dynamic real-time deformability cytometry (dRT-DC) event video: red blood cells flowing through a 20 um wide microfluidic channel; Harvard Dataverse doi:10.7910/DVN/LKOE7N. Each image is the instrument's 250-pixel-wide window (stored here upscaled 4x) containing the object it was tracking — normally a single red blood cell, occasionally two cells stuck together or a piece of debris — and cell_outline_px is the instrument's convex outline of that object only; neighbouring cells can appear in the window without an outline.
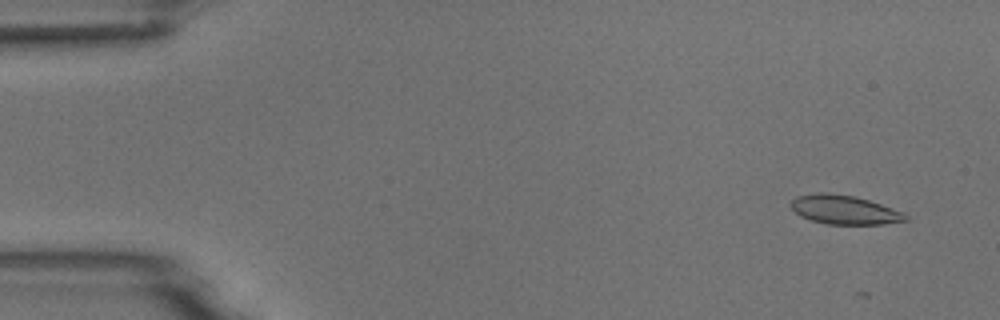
{"species": "common noctule bat (a hibernating species)", "species_latin": "Nyctalus noctula", "temperature_condition": "room temperature", "stored_images_in_passage": 8, "camera_frame_rate_fps": 3000, "um_per_image_px": 0.085, "animal": {"sex": "male", "body_mass_g": 18.8}, "frame": {"image": 1, "passage_image": 4, "time_ms": 1.0, "image_size_px": [1000, 320], "cell_outline_px": [[908, 220], [884, 224], [824, 224], [800, 216], [788, 204], [796, 196], [816, 192], [828, 192], [852, 196], [868, 200], [904, 212], [908, 216]], "centroid_in_image_um": [71.74, 17.83], "position_along_channel_um": 13.3, "area_um2": 19.42}}